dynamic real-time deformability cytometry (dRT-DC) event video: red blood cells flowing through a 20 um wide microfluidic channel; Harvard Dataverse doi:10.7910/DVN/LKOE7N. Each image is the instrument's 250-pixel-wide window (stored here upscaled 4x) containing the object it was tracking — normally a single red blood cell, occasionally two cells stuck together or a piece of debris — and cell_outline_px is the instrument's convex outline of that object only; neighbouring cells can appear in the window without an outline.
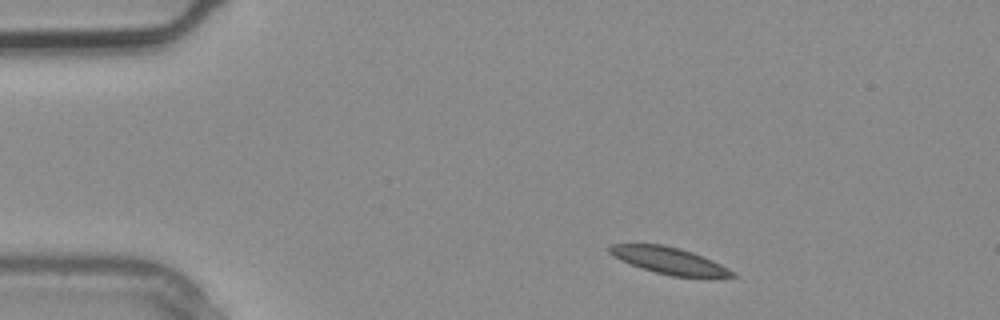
{"species": "common noctule bat (a hibernating species)", "species_latin": "Nyctalus noctula", "temperature_condition": "warm", "stored_images_in_passage": 2, "segment_of_instrument_passage": [2, 2], "camera_frame_rate_fps": 3000, "um_per_image_px": 0.085, "animal": {"sex": "male", "body_mass_g": 20.4}, "frame": {"image": 1, "passage_image": 2, "time_ms": 0.333, "image_size_px": [1000, 320], "cell_outline_px": [[736, 276], [672, 276], [640, 268], [620, 260], [608, 252], [608, 244], [664, 244], [680, 248], [692, 252], [712, 260], [736, 272]], "centroid_in_image_um": [56.81, 22.13], "position_along_channel_um": 28.2, "area_um2": 18.9}}